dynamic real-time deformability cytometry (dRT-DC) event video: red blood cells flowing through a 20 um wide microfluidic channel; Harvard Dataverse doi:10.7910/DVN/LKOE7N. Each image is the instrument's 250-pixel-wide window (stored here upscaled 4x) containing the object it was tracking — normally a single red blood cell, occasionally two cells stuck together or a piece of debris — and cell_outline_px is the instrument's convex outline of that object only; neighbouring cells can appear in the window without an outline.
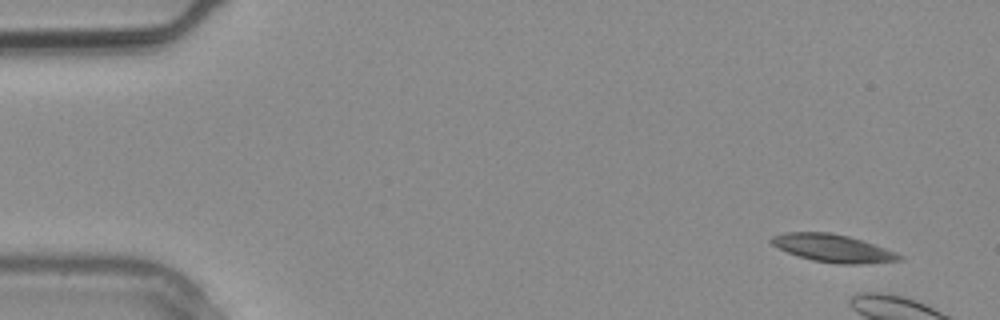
{"species": "common noctule bat (a hibernating species)", "species_latin": "Nyctalus noctula", "temperature_condition": "warm", "stored_images_in_passage": 4, "camera_frame_rate_fps": 3000, "um_per_image_px": 0.085, "animal": {"sex": "male", "body_mass_g": 20.4}, "frame": {"image": 1, "passage_image": 1, "time_ms": 0.0, "image_size_px": [1000, 320], "cell_outline_px": [[904, 260], [860, 264], [840, 264], [812, 260], [788, 252], [772, 244], [768, 240], [772, 236], [784, 232], [832, 232], [848, 236], [896, 252], [904, 256]], "centroid_in_image_um": [70.8, 21.09], "position_along_channel_um": 14.2, "area_um2": 20.52}}